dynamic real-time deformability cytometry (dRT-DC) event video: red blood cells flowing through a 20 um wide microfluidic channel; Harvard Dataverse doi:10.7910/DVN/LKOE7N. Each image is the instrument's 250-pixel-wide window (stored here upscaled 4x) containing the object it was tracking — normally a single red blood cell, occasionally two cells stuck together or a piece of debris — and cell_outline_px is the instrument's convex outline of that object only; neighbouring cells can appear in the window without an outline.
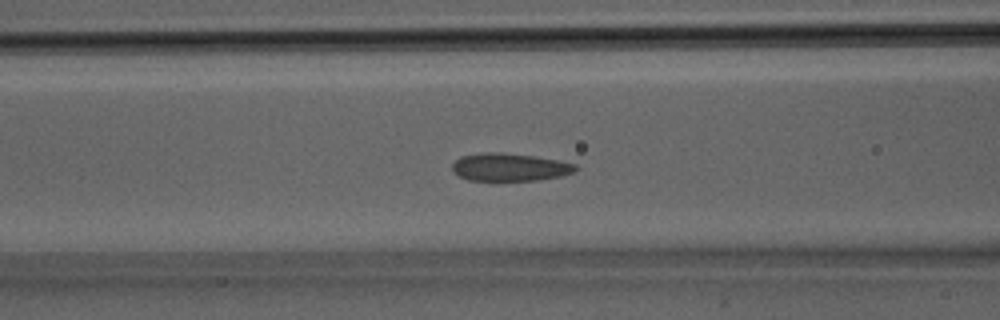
{"species": "Egyptian fruit bat (a non-hibernating species)", "species_latin": "Rousettus aegyptiacus", "temperature_condition": "room temperature", "stored_images_in_passage": 31, "camera_frame_rate_fps": 3000, "um_per_image_px": 0.085, "animal": {"sex": "male"}, "frame": {"image": 1, "passage_image": 12, "time_ms": 3.667, "image_size_px": [1000, 320], "cell_outline_px": [[580, 168], [576, 172], [560, 176], [540, 180], [468, 180], [452, 172], [452, 164], [460, 156], [484, 152], [504, 152], [532, 156], [556, 160], [576, 164]], "centroid_in_image_um": [43.33, 14.2], "position_along_channel_um": 123.3, "area_um2": 20.06}}
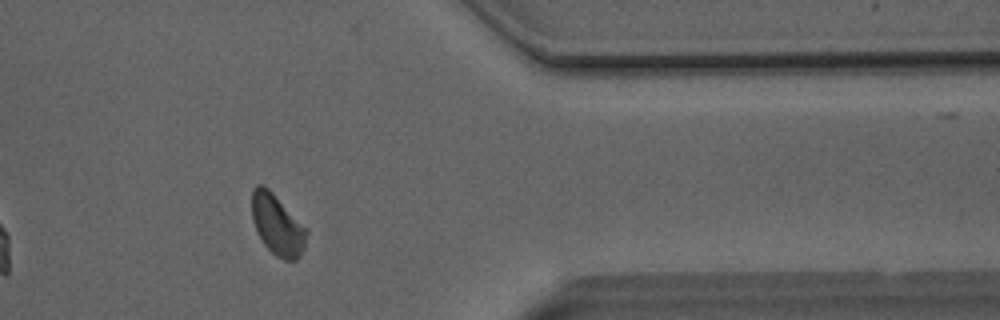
{"frame": {"image": 2, "passage_image": 25, "time_ms": 8.0, "image_size_px": [1000, 320], "cell_outline_px": [[308, 232], [304, 248], [296, 260], [284, 260], [276, 256], [264, 244], [252, 220], [252, 188], [256, 184], [264, 184], [308, 228]], "centroid_in_image_um": [23.59, 19.09], "position_along_channel_um": 387.8, "area_um2": 19.36}}
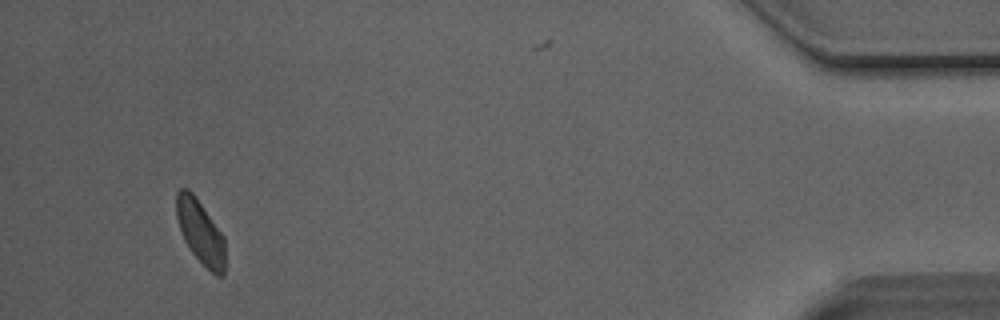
{"frame": {"image": 3, "passage_image": 29, "time_ms": 9.333, "image_size_px": [1000, 320], "cell_outline_px": [[224, 276], [216, 276], [192, 252], [184, 240], [176, 216], [176, 192], [180, 188], [188, 188], [192, 192], [224, 236]], "centroid_in_image_um": [17.02, 19.69], "position_along_channel_um": 418.2, "area_um2": 17.8}}